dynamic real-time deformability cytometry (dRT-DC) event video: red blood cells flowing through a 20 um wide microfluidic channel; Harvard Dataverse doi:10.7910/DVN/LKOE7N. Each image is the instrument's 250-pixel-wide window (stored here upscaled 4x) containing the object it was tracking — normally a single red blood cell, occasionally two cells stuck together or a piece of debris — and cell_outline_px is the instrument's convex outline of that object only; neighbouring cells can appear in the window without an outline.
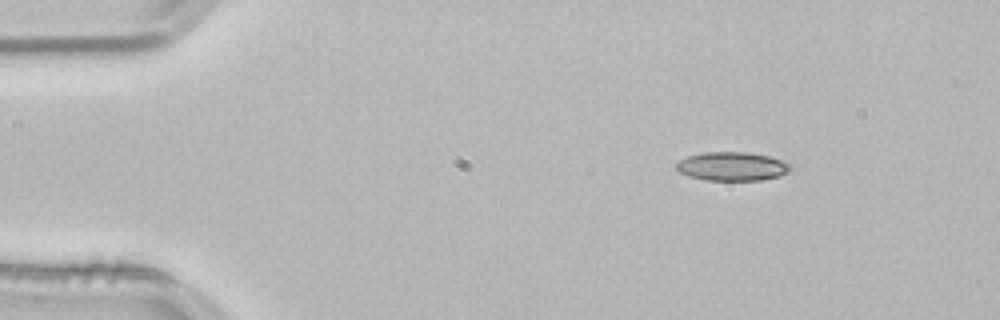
{"species": "common noctule bat (a hibernating species)", "species_latin": "Nyctalus noctula", "temperature_condition": "room temperature", "stored_images_in_passage": 47, "camera_frame_rate_fps": 3000, "um_per_image_px": 0.085, "animal": {"sex": "male", "body_mass_g": 21.5, "forearm_length_mm": 52.0}, "frame": {"image": 1, "passage_image": 1, "time_ms": 0.0, "image_size_px": [1000, 320], "cell_outline_px": [[792, 168], [788, 172], [780, 176], [760, 180], [704, 180], [688, 176], [680, 172], [676, 168], [676, 164], [680, 160], [688, 156], [704, 152], [748, 152], [768, 156], [780, 160], [788, 164]], "centroid_in_image_um": [62.21, 14.14], "position_along_channel_um": 22.8, "area_um2": 19.02}}
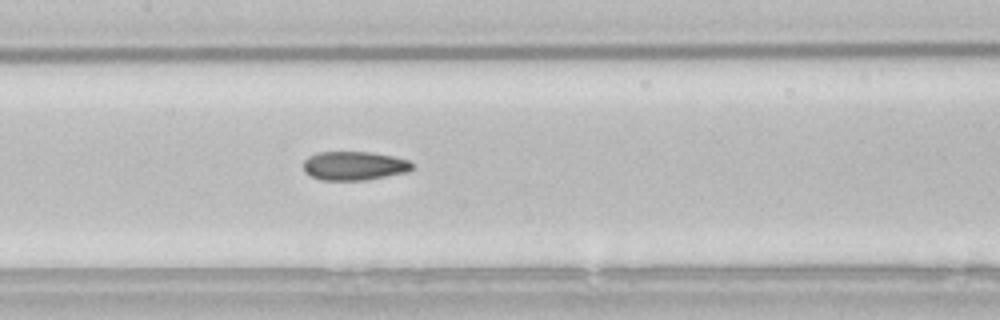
{"frame": {"image": 2, "passage_image": 19, "time_ms": 6.0, "image_size_px": [1000, 320], "cell_outline_px": [[416, 168], [408, 172], [364, 180], [320, 180], [304, 172], [304, 160], [308, 156], [320, 152], [372, 152], [392, 156], [408, 160], [416, 164]], "centroid_in_image_um": [30.15, 14.09], "position_along_channel_um": 177.2, "area_um2": 18.44}}
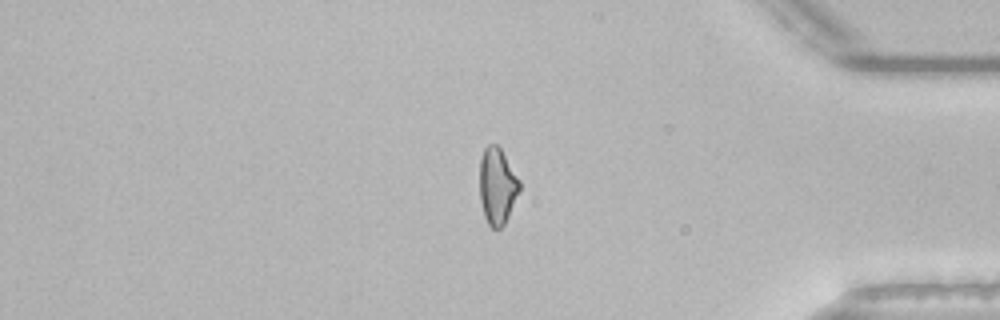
{"frame": {"image": 3, "passage_image": 38, "time_ms": 12.333, "image_size_px": [1000, 320], "cell_outline_px": [[520, 188], [508, 216], [504, 224], [496, 232], [488, 224], [484, 216], [480, 200], [480, 160], [484, 148], [488, 144], [496, 144], [500, 148], [520, 180]], "centroid_in_image_um": [42.25, 15.83], "position_along_channel_um": 392.9, "area_um2": 17.69}, "authors_computed_cell_mechanics": {"area_um2": 18.5538, "velocity_mm_per_s": 3.8464, "shape_relaxation_time_tau1_ms": 9.0999, "shape_relaxation_time_tau2_ms": 2.1357, "deformation_change_tau1": 0.2007, "deformation_change_tau2": 0.0922}}